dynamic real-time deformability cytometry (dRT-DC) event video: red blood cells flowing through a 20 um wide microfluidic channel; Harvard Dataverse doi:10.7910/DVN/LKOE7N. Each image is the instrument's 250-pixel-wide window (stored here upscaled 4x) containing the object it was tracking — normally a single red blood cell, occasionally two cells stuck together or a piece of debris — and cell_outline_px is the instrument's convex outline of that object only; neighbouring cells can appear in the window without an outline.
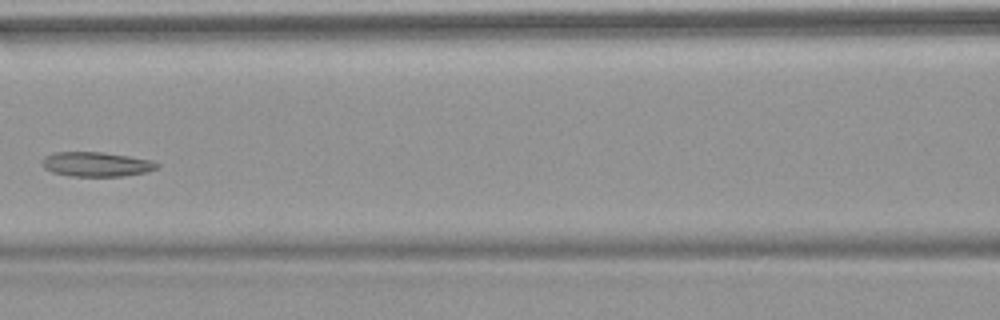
{"species": "common noctule bat (a hibernating species)", "species_latin": "Nyctalus noctula", "temperature_condition": "warm", "stored_images_in_passage": 6, "camera_frame_rate_fps": 3000, "um_per_image_px": 0.085, "animal": {"sex": "female", "body_mass_g": 18.4}, "frame": {"image": 1, "passage_image": 6, "time_ms": 6.0, "image_size_px": [1000, 320], "cell_outline_px": [[160, 168], [144, 172], [120, 176], [68, 176], [52, 172], [44, 168], [44, 156], [56, 152], [100, 152], [128, 156], [152, 160], [160, 164]], "centroid_in_image_um": [8.21, 13.96], "position_along_channel_um": 158.4, "area_um2": 16.3}}